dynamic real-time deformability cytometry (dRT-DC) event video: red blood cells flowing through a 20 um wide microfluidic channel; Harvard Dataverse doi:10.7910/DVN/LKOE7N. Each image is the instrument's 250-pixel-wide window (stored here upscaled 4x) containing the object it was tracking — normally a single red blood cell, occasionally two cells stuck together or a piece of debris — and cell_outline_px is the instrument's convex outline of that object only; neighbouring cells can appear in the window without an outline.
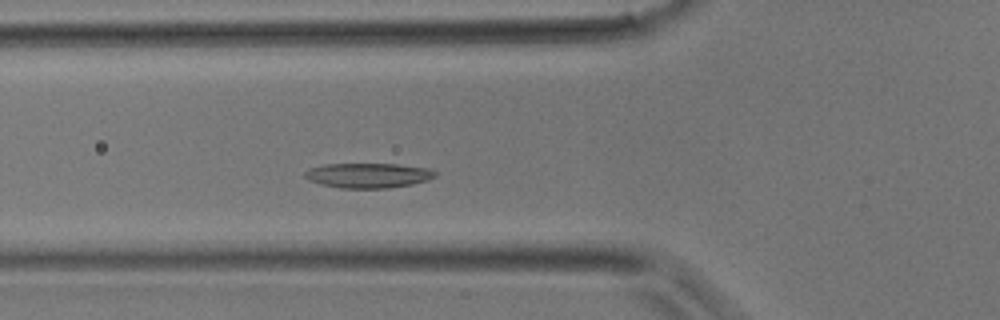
{"species": "common noctule bat (a hibernating species)", "species_latin": "Nyctalus noctula", "temperature_condition": "room temperature", "stored_images_in_passage": 36, "camera_frame_rate_fps": 3000, "um_per_image_px": 0.085, "animal": {"sex": "male", "body_mass_g": 17.9}, "frame": {"image": 1, "passage_image": 11, "time_ms": 3.333, "image_size_px": [1000, 320], "cell_outline_px": [[436, 176], [428, 180], [412, 184], [388, 188], [340, 188], [320, 184], [308, 180], [304, 176], [304, 172], [308, 168], [324, 164], [396, 164], [428, 168], [436, 172]], "centroid_in_image_um": [31.26, 14.91], "position_along_channel_um": 94.5, "area_um2": 18.96}}
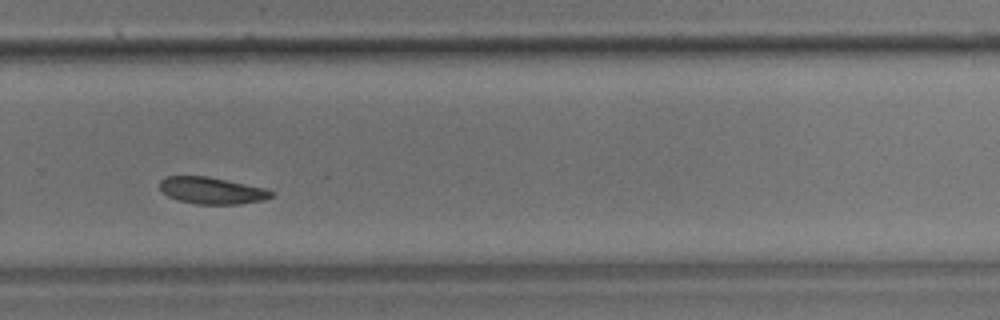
{"frame": {"image": 2, "passage_image": 24, "time_ms": 7.667, "image_size_px": [1000, 320], "cell_outline_px": [[276, 192], [272, 196], [264, 200], [240, 204], [196, 204], [176, 200], [168, 196], [160, 188], [160, 180], [164, 176], [208, 176], [264, 188]], "centroid_in_image_um": [18.0, 16.2], "position_along_channel_um": 311.8, "area_um2": 17.46}}
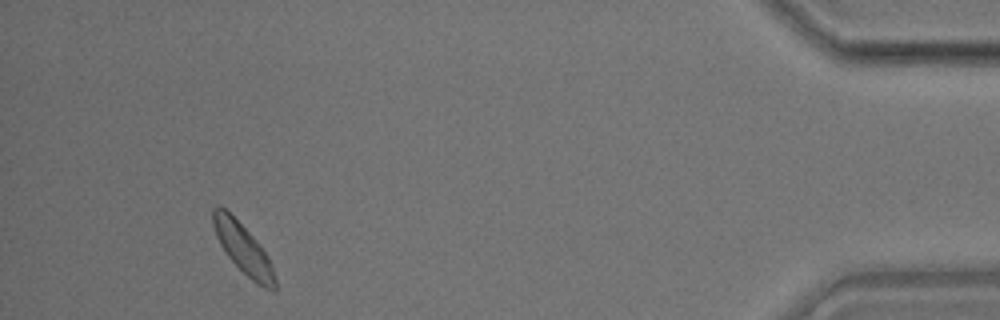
{"frame": {"image": 3, "passage_image": 34, "time_ms": 11.0, "image_size_px": [1000, 320], "cell_outline_px": [[276, 292], [272, 292], [256, 284], [228, 256], [220, 244], [216, 236], [212, 224], [212, 208], [216, 204], [220, 204], [260, 244], [272, 264], [276, 280]], "centroid_in_image_um": [20.67, 21.15], "position_along_channel_um": 414.5, "area_um2": 17.92}}